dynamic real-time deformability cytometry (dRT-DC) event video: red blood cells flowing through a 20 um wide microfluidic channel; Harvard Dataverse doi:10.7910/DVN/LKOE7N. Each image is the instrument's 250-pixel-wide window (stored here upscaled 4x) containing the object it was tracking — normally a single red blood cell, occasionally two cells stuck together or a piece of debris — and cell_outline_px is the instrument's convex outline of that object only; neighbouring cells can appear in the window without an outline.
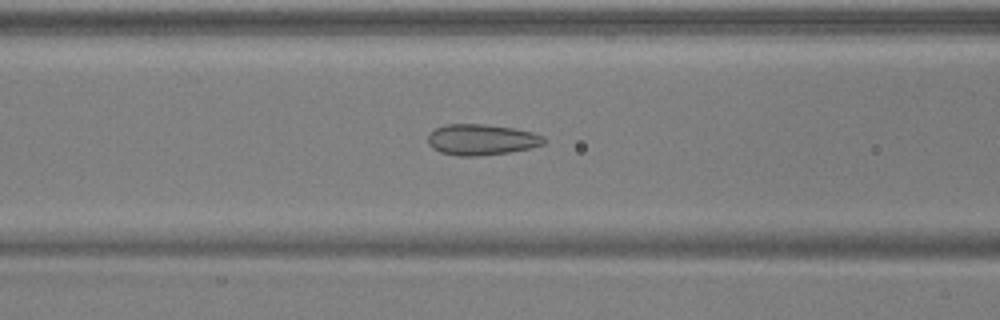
{"species": "common noctule bat (a hibernating species)", "species_latin": "Nyctalus noctula", "temperature_condition": "warm", "stored_images_in_passage": 34, "camera_frame_rate_fps": 3000, "um_per_image_px": 0.085, "animal": {"sex": "male", "body_mass_g": 17.9, "forearm_length_mm": 54.2}, "frame": {"image": 1, "passage_image": 5, "time_ms": 1.333, "image_size_px": [1000, 320], "cell_outline_px": [[544, 144], [528, 148], [508, 152], [476, 156], [456, 156], [440, 152], [432, 148], [428, 144], [428, 132], [444, 124], [484, 124], [516, 128], [532, 132], [544, 136]], "centroid_in_image_um": [40.88, 11.86], "position_along_channel_um": 125.7, "area_um2": 20.98}}
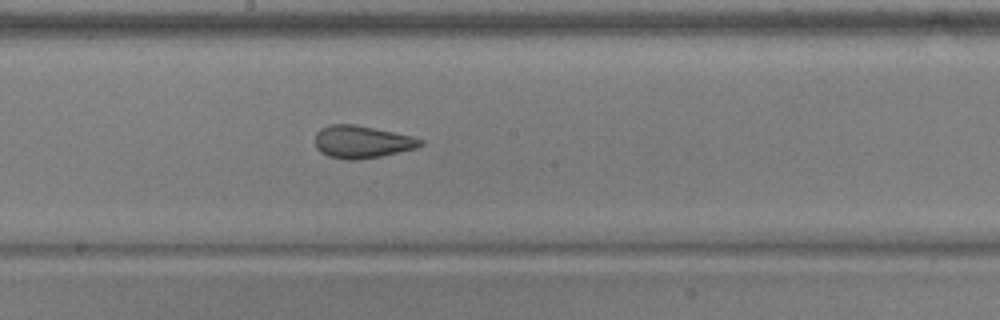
{"frame": {"image": 2, "passage_image": 12, "time_ms": 3.667, "image_size_px": [1000, 320], "cell_outline_px": [[424, 144], [416, 148], [380, 156], [356, 160], [348, 160], [328, 156], [320, 152], [316, 148], [316, 132], [320, 128], [328, 124], [356, 124], [412, 136], [424, 140]], "centroid_in_image_um": [30.75, 12.05], "position_along_channel_um": 217.5, "area_um2": 20.0}}
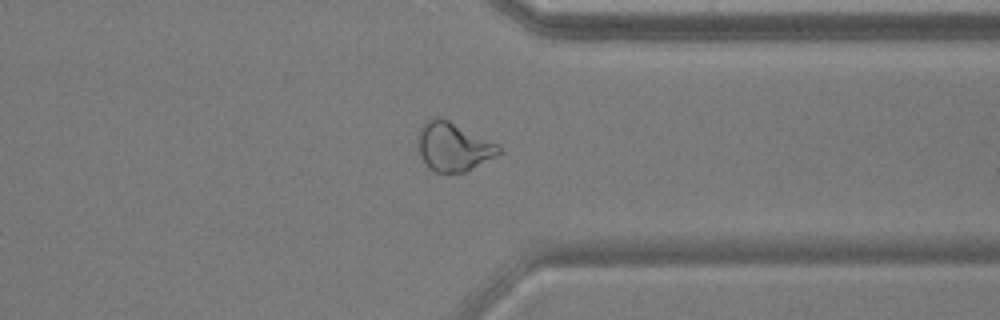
{"frame": {"image": 3, "passage_image": 24, "time_ms": 7.667, "image_size_px": [1000, 320], "cell_outline_px": [[500, 152], [464, 172], [436, 172], [420, 156], [416, 148], [416, 136], [420, 128], [428, 116], [440, 116], [500, 144]], "centroid_in_image_um": [38.46, 12.4], "position_along_channel_um": 372.9, "area_um2": 23.0}}